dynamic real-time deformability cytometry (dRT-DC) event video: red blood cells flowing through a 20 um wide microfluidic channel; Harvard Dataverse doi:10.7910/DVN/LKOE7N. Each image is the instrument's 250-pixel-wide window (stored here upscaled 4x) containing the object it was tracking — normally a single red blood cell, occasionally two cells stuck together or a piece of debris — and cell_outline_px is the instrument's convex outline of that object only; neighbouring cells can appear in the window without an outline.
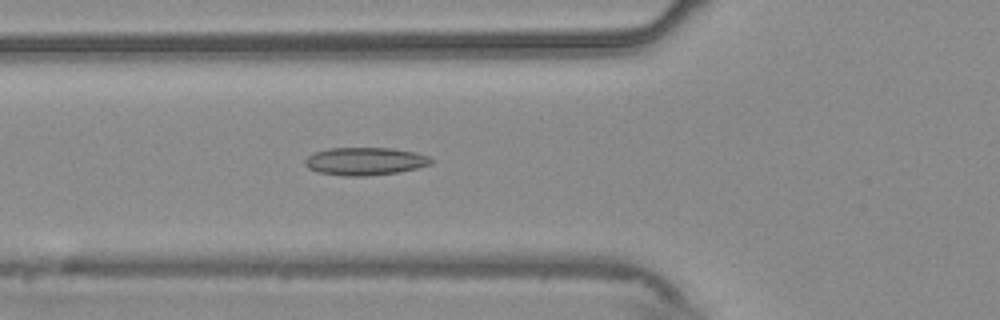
{"species": "common noctule bat (a hibernating species)", "species_latin": "Nyctalus noctula", "temperature_condition": "warm", "stored_images_in_passage": 46, "camera_frame_rate_fps": 3000, "um_per_image_px": 0.085, "animal": {"sex": "male", "body_mass_g": 20.4}, "frame": {"image": 1, "passage_image": 12, "time_ms": 3.667, "image_size_px": [1000, 320], "cell_outline_px": [[432, 164], [400, 172], [364, 176], [344, 176], [320, 172], [308, 168], [304, 164], [304, 160], [308, 156], [316, 152], [328, 148], [392, 148], [416, 152], [428, 156], [432, 160]], "centroid_in_image_um": [31.04, 13.7], "position_along_channel_um": 94.8, "area_um2": 20.4}}
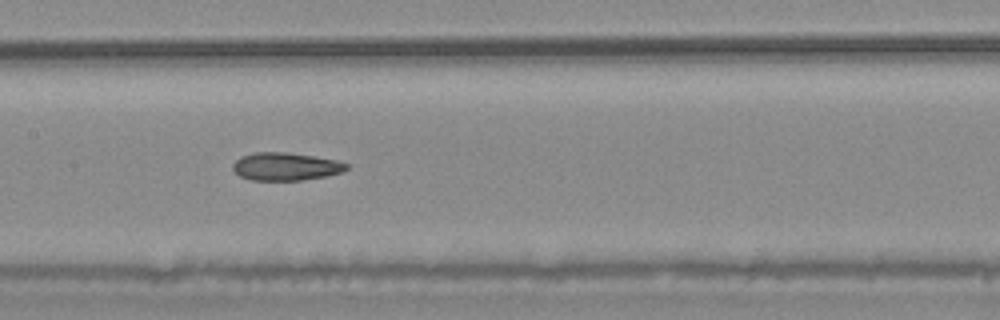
{"frame": {"image": 2, "passage_image": 19, "time_ms": 6.0, "image_size_px": [1000, 320], "cell_outline_px": [[348, 168], [340, 172], [324, 176], [300, 180], [252, 180], [240, 176], [232, 168], [232, 164], [240, 156], [256, 152], [288, 152], [336, 160], [348, 164]], "centroid_in_image_um": [24.24, 14.14], "position_along_channel_um": 183.2, "area_um2": 18.26}}
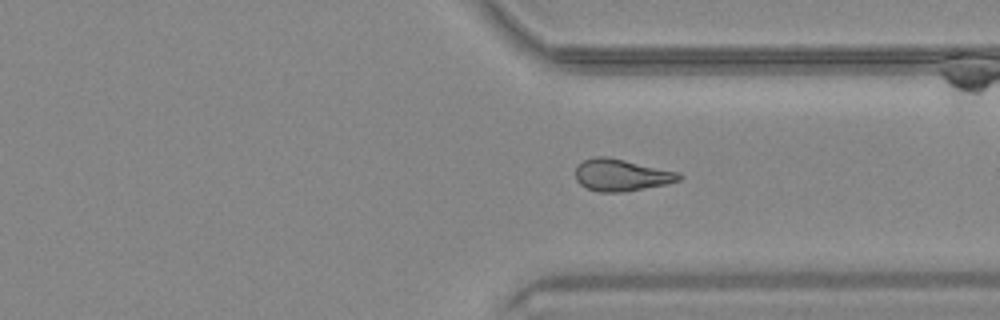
{"frame": {"image": 3, "passage_image": 33, "time_ms": 10.667, "image_size_px": [1000, 320], "cell_outline_px": [[684, 176], [680, 180], [664, 184], [624, 192], [600, 192], [588, 188], [580, 184], [576, 180], [576, 168], [584, 160], [596, 156], [608, 156], [680, 172]], "centroid_in_image_um": [52.84, 14.87], "position_along_channel_um": 358.6, "area_um2": 19.25}, "authors_computed_cell_mechanics": {"area_um2": 18.9873, "velocity_mm_per_s": 3.7675, "shape_relaxation_time_tau1_ms": null, "shape_relaxation_time_tau2_ms": 4.0041, "deformation_change_tau1": null, "deformation_change_tau2": 0.1293}}